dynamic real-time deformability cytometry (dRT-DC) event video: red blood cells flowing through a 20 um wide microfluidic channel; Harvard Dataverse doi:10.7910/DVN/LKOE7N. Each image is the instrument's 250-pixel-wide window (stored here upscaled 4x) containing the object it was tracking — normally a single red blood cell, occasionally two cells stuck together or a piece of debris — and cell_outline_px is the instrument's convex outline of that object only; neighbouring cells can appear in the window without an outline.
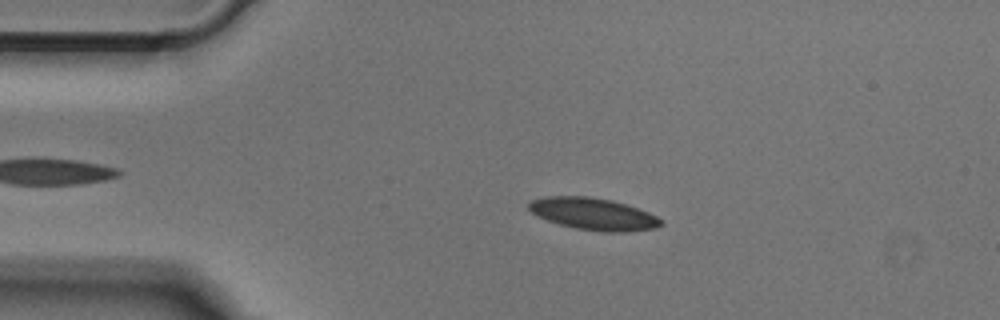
{"species": "Egyptian fruit bat (a non-hibernating species)", "species_latin": "Rousettus aegyptiacus", "temperature_condition": "cold", "stored_images_in_passage": 50, "camera_frame_rate_fps": 3000, "um_per_image_px": 0.085, "animal": {"sex": "male"}, "frame": {"image": 1, "passage_image": 9, "time_ms": 2.667, "image_size_px": [1000, 320], "cell_outline_px": [[664, 224], [656, 228], [624, 232], [604, 232], [576, 228], [560, 224], [536, 216], [528, 208], [528, 204], [532, 200], [544, 196], [588, 196], [612, 200], [648, 212], [664, 220]], "centroid_in_image_um": [50.44, 18.18], "position_along_channel_um": 34.6, "area_um2": 24.62}}
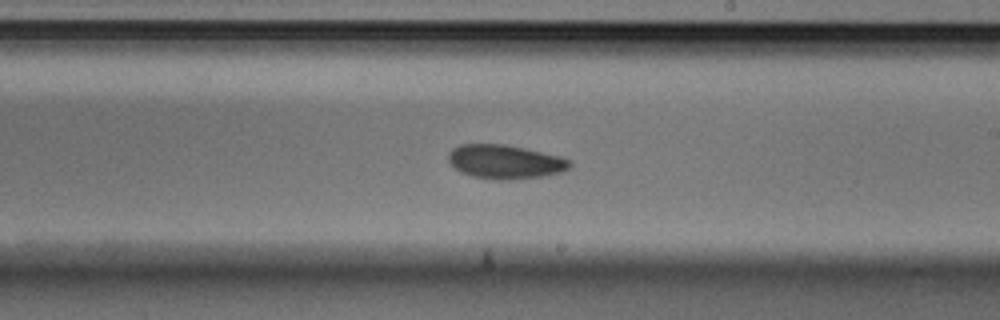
{"frame": {"image": 2, "passage_image": 28, "time_ms": 9.0, "image_size_px": [1000, 320], "cell_outline_px": [[572, 164], [568, 168], [560, 172], [540, 176], [508, 180], [496, 180], [472, 176], [460, 172], [448, 160], [448, 152], [452, 148], [460, 144], [508, 144], [560, 156], [572, 160]], "centroid_in_image_um": [42.92, 13.74], "position_along_channel_um": 246.1, "area_um2": 24.1}}
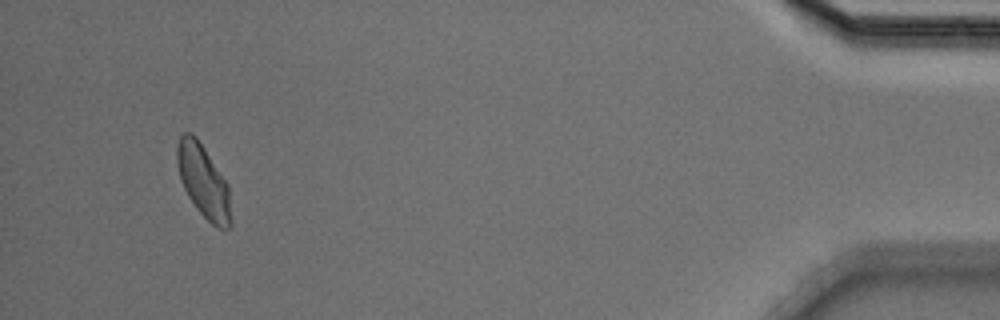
{"frame": {"image": 3, "passage_image": 47, "time_ms": 15.333, "image_size_px": [1000, 320], "cell_outline_px": [[232, 224], [228, 228], [216, 228], [196, 208], [188, 196], [184, 188], [180, 176], [176, 160], [176, 148], [180, 136], [184, 132], [192, 132], [196, 136], [228, 184], [232, 220]], "centroid_in_image_um": [17.29, 15.41], "position_along_channel_um": 417.9, "area_um2": 22.83}}